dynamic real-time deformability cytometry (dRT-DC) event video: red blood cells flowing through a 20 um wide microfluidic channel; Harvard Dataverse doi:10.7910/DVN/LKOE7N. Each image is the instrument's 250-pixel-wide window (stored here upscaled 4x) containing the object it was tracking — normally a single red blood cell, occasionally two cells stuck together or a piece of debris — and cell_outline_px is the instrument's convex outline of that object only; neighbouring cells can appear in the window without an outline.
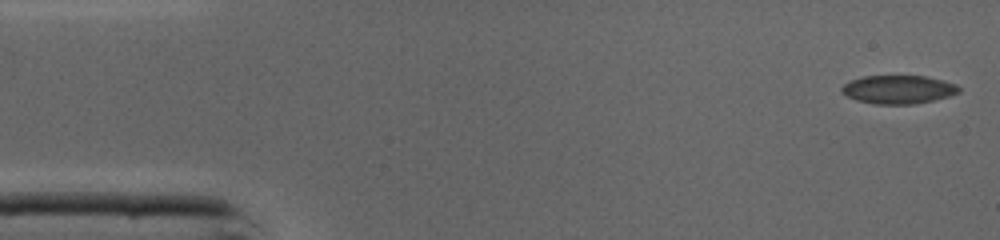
{"species": "common noctule bat (a hibernating species)", "species_latin": "Nyctalus noctula", "temperature_condition": "cold", "stored_images_in_passage": 46, "camera_frame_rate_fps": 3000, "um_per_image_px": 0.085, "animal": {"sex": "male", "body_mass_g": 19.0, "forearm_length_mm": 50.8}, "frame": {"image": 1, "passage_image": 1, "time_ms": 0.0, "image_size_px": [1000, 240], "cell_outline_px": [[960, 92], [948, 96], [932, 100], [912, 104], [876, 104], [856, 100], [840, 92], [840, 88], [844, 84], [852, 80], [864, 76], [924, 76], [944, 80], [956, 84], [960, 88]], "centroid_in_image_um": [76.35, 7.6], "position_along_channel_um": 8.6, "area_um2": 19.31}}
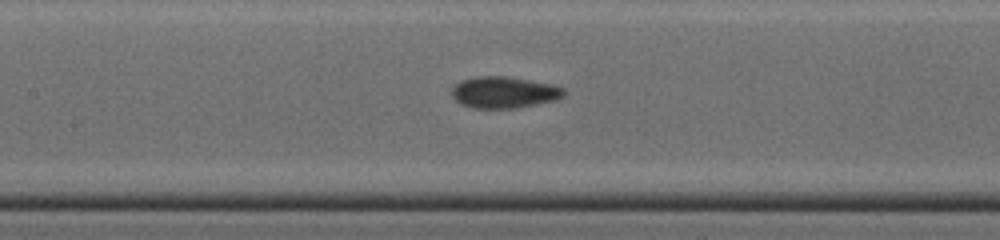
{"frame": {"image": 2, "passage_image": 20, "time_ms": 6.333, "image_size_px": [1000, 240], "cell_outline_px": [[568, 92], [564, 96], [556, 100], [516, 108], [472, 108], [460, 104], [452, 96], [452, 88], [460, 80], [476, 76], [504, 76], [552, 84], [564, 88]], "centroid_in_image_um": [42.85, 7.85], "position_along_channel_um": 164.5, "area_um2": 20.69}}
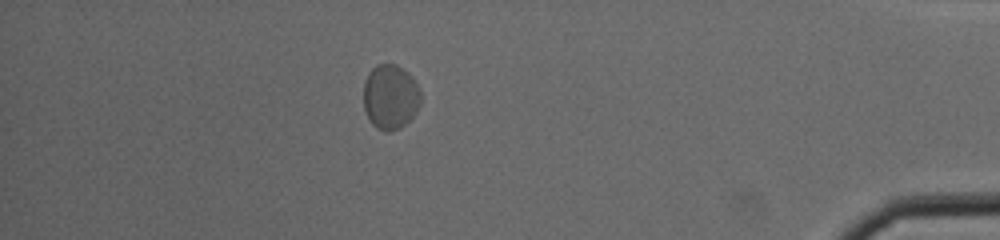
{"frame": {"image": 3, "passage_image": 40, "time_ms": 13.0, "image_size_px": [1000, 240], "cell_outline_px": [[420, 104], [416, 112], [400, 128], [388, 132], [384, 132], [376, 128], [372, 124], [364, 108], [364, 80], [368, 72], [376, 64], [396, 64], [408, 72], [416, 84], [420, 92]], "centroid_in_image_um": [33.16, 8.23], "position_along_channel_um": 402.0, "area_um2": 21.62}, "authors_computed_cell_mechanics": {"area_um2": 20.2878, "velocity_mm_per_s": 4.2915, "shape_relaxation_time_tau1_ms": 2.3607, "shape_relaxation_time_tau2_ms": 1.0317, "deformation_change_tau1": 0.0419, "deformation_change_tau2": 0.0561}}